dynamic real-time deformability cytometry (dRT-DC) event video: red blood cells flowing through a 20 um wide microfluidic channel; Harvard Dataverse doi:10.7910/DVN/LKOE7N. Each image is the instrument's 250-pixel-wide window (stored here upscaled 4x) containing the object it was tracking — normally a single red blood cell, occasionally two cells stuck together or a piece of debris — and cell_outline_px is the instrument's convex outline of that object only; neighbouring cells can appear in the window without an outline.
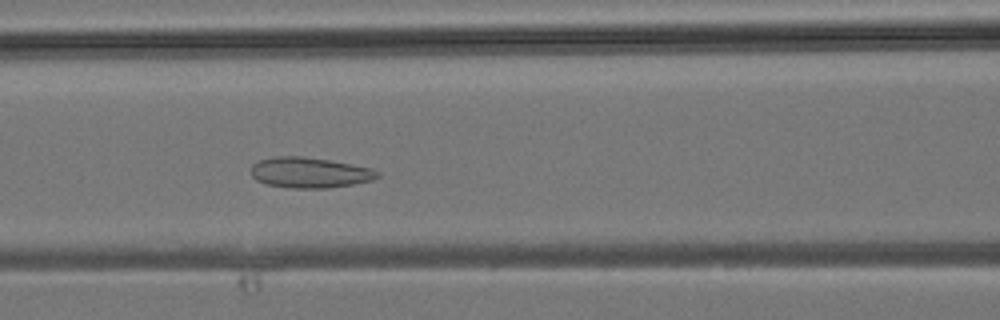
{"species": "common noctule bat (a hibernating species)", "species_latin": "Nyctalus noctula", "temperature_condition": "room temperature", "stored_images_in_passage": 36, "camera_frame_rate_fps": 3000, "um_per_image_px": 0.085, "animal": {"sex": "male", "body_mass_g": 19.2, "forearm_length_mm": 51.8}, "frame": {"image": 1, "passage_image": 15, "time_ms": 4.667, "image_size_px": [1000, 320], "cell_outline_px": [[380, 176], [372, 180], [352, 184], [328, 188], [292, 188], [268, 184], [256, 180], [252, 176], [252, 164], [260, 160], [276, 156], [304, 156], [352, 164], [372, 168], [380, 172]], "centroid_in_image_um": [26.34, 14.66], "position_along_channel_um": 140.3, "area_um2": 22.43}}
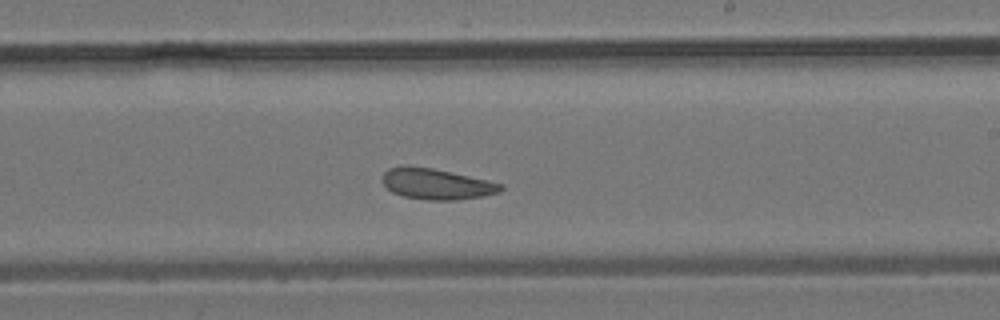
{"frame": {"image": 2, "passage_image": 21, "time_ms": 6.667, "image_size_px": [1000, 320], "cell_outline_px": [[504, 188], [500, 192], [484, 196], [456, 200], [428, 200], [404, 196], [392, 192], [384, 184], [384, 172], [388, 168], [404, 164], [408, 164], [432, 168], [504, 184]], "centroid_in_image_um": [37.1, 15.63], "position_along_channel_um": 251.9, "area_um2": 21.27}}
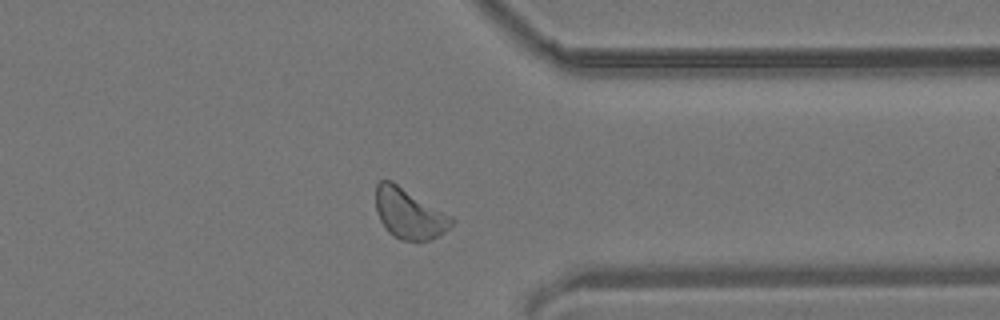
{"frame": {"image": 3, "passage_image": 28, "time_ms": 9.0, "image_size_px": [1000, 320], "cell_outline_px": [[456, 220], [444, 232], [432, 240], [400, 240], [388, 232], [380, 220], [376, 212], [376, 184], [380, 180], [392, 180], [452, 216]], "centroid_in_image_um": [34.77, 18.14], "position_along_channel_um": 376.6, "area_um2": 22.31}}